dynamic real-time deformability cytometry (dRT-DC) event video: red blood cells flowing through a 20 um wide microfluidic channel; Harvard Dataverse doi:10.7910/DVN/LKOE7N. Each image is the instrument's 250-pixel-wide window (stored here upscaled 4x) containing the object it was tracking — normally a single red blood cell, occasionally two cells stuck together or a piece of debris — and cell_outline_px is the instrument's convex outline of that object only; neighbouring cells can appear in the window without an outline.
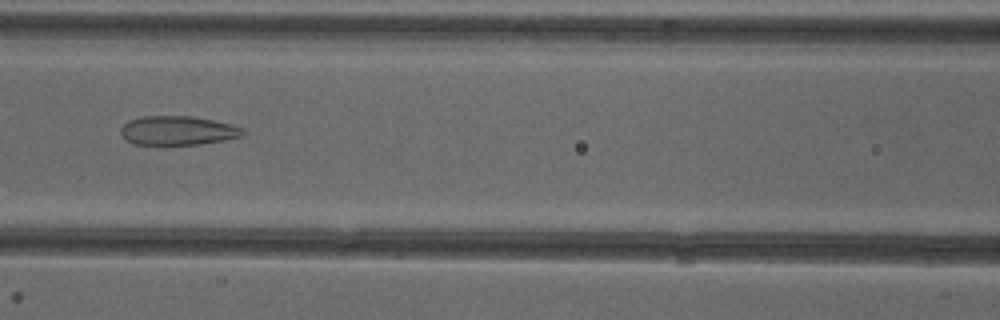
{"species": "common noctule bat (a hibernating species)", "species_latin": "Nyctalus noctula", "temperature_condition": "cold", "stored_images_in_passage": 38, "camera_frame_rate_fps": 3000, "um_per_image_px": 0.085, "animal": {"sex": "female"}, "frame": {"image": 1, "passage_image": 10, "time_ms": 3.0, "image_size_px": [1000, 320], "cell_outline_px": [[244, 136], [224, 140], [200, 144], [132, 144], [124, 140], [120, 132], [120, 128], [128, 120], [144, 116], [192, 116], [232, 124], [244, 128]], "centroid_in_image_um": [15.1, 11.09], "position_along_channel_um": 151.5, "area_um2": 20.81}}
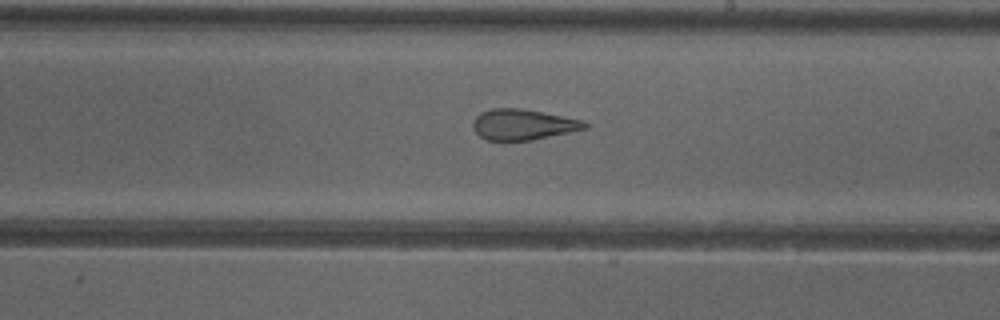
{"frame": {"image": 2, "passage_image": 17, "time_ms": 5.333, "image_size_px": [1000, 320], "cell_outline_px": [[588, 128], [532, 140], [484, 140], [472, 128], [472, 120], [480, 112], [492, 108], [520, 108], [564, 116], [584, 120], [588, 124]], "centroid_in_image_um": [44.43, 10.58], "position_along_channel_um": 244.6, "area_um2": 20.11}}
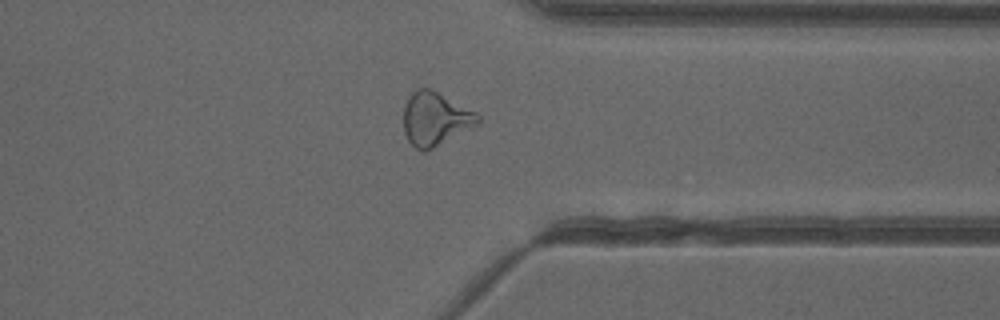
{"frame": {"image": 3, "passage_image": 27, "time_ms": 8.667, "image_size_px": [1000, 320], "cell_outline_px": [[480, 124], [424, 152], [420, 152], [408, 140], [404, 132], [404, 104], [408, 96], [416, 88], [428, 88], [476, 112], [480, 116]], "centroid_in_image_um": [36.98, 10.11], "position_along_channel_um": 374.4, "area_um2": 23.0}, "authors_computed_cell_mechanics": {"area_um2": 22.7443, "velocity_mm_per_s": 3.9973, "shape_relaxation_time_tau1_ms": null, "shape_relaxation_time_tau2_ms": 1.7384, "deformation_change_tau1": null, "deformation_change_tau2": 0.1059}}